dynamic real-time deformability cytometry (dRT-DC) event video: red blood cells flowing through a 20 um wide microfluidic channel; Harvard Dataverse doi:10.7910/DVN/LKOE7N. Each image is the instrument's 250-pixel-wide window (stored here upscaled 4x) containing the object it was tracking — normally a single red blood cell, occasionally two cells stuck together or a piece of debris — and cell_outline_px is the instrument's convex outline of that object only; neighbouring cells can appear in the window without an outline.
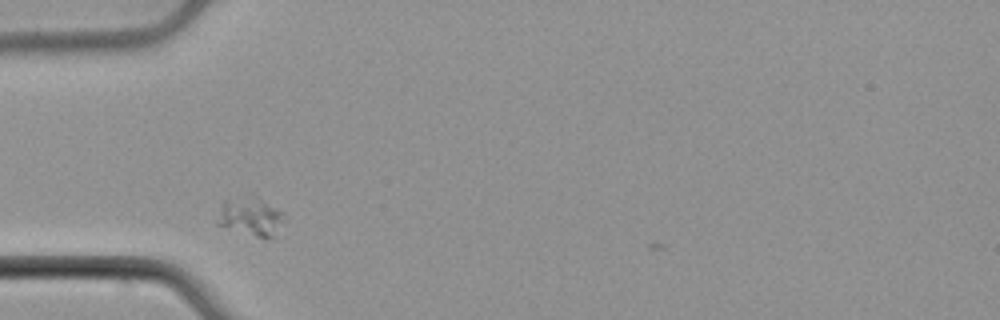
{"species": "common noctule bat (a hibernating species)", "species_latin": "Nyctalus noctula", "temperature_condition": "cold", "stored_images_in_passage": 34, "camera_frame_rate_fps": 3000, "um_per_image_px": 0.085, "animal": {"sex": "male", "body_mass_g": 21.5, "forearm_length_mm": 52.0}, "frame": {"image": 1, "passage_image": 2, "time_ms": 0.333, "image_size_px": [1000, 320], "cell_outline_px": [[284, 220], [272, 236], [256, 236], [216, 224], [212, 220], [220, 204], [224, 200], [248, 196], [256, 196], [284, 212]], "centroid_in_image_um": [21.2, 18.36], "position_along_channel_um": 63.8, "area_um2": 14.91}}
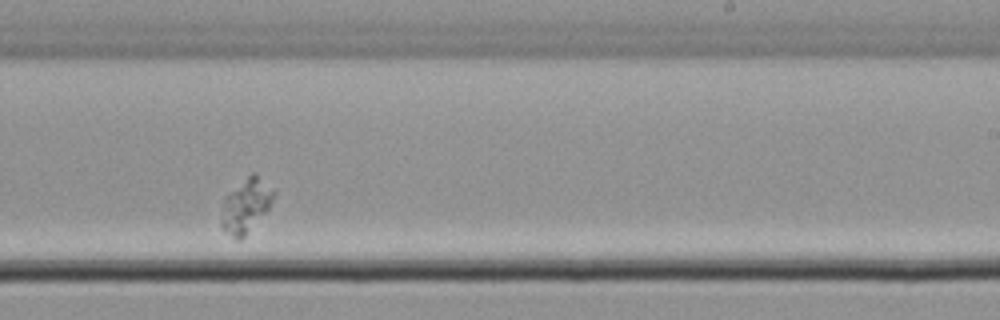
{"frame": {"image": 2, "passage_image": 19, "time_ms": 6.0, "image_size_px": [1000, 320], "cell_outline_px": [[276, 192], [268, 208], [244, 236], [240, 240], [236, 240], [220, 224], [220, 220], [224, 196], [252, 172], [256, 172], [276, 188]], "centroid_in_image_um": [20.92, 17.41], "position_along_channel_um": 268.1, "area_um2": 16.47}}
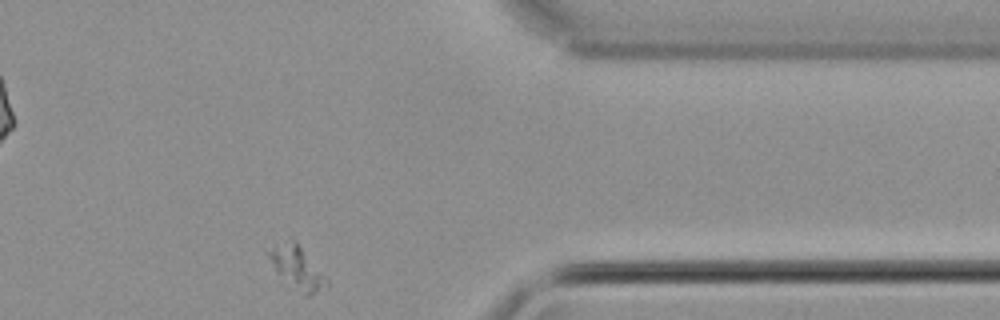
{"frame": {"image": 3, "passage_image": 30, "time_ms": 9.667, "image_size_px": [1000, 320], "cell_outline_px": [[328, 288], [312, 296], [304, 296], [276, 272], [268, 256], [268, 252], [272, 248], [292, 236], [328, 280]], "centroid_in_image_um": [25.29, 22.78], "position_along_channel_um": 386.1, "area_um2": 14.28}}